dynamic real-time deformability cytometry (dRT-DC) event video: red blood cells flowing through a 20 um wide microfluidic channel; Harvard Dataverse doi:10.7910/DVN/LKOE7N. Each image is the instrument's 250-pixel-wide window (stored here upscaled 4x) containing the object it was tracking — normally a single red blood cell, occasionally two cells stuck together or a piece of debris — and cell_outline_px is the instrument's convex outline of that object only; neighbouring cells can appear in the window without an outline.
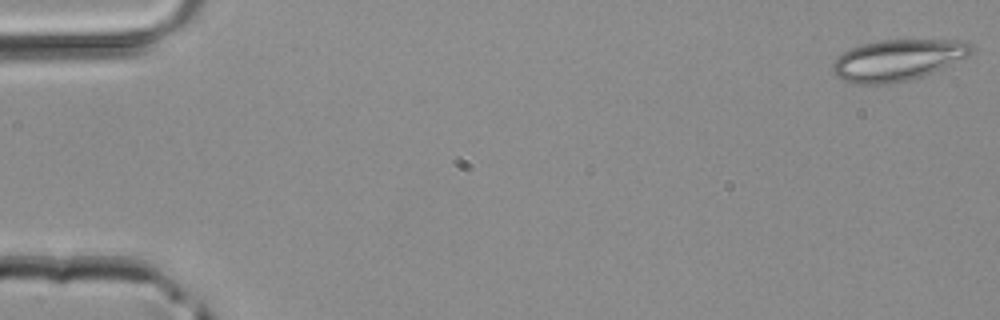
{"species": "common noctule bat (a hibernating species)", "species_latin": "Nyctalus noctula", "temperature_condition": "room temperature", "stored_images_in_passage": 9, "camera_frame_rate_fps": 3000, "um_per_image_px": 0.085, "animal": {"sex": "male", "body_mass_g": 20.4}, "frame": {"image": 1, "passage_image": 1, "time_ms": 0.0, "image_size_px": [1000, 320], "cell_outline_px": [[972, 56], [924, 76], [908, 80], [888, 84], [848, 84], [840, 80], [832, 72], [832, 64], [844, 52], [852, 48], [864, 44], [880, 40], [968, 40], [972, 44]], "centroid_in_image_um": [76.35, 5.12], "position_along_channel_um": 8.7, "area_um2": 33.76}}